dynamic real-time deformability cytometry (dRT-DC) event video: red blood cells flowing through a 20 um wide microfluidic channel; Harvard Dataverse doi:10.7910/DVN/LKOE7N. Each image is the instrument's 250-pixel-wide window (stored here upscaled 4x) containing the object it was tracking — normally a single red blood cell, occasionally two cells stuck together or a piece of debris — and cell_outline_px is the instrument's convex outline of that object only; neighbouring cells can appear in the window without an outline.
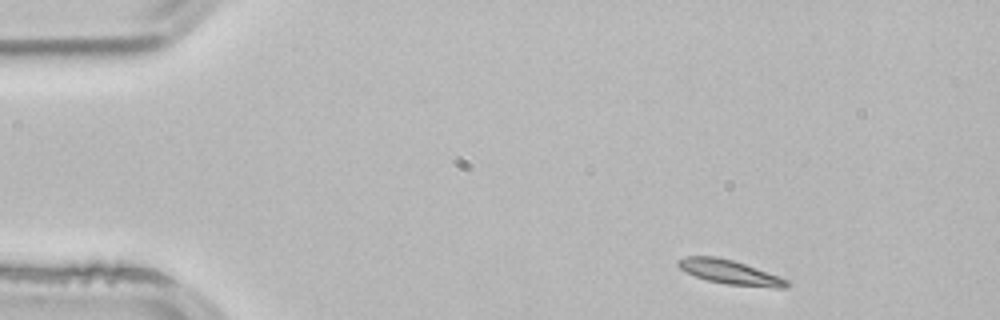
{"species": "common noctule bat (a hibernating species)", "species_latin": "Nyctalus noctula", "temperature_condition": "room temperature", "stored_images_in_passage": 4, "camera_frame_rate_fps": 3000, "um_per_image_px": 0.085, "animal": {"sex": "male", "body_mass_g": 21.5, "forearm_length_mm": 52.0}, "frame": {"image": 1, "passage_image": 1, "time_ms": 0.0, "image_size_px": [1000, 320], "cell_outline_px": [[792, 284], [784, 288], [772, 288], [728, 284], [708, 280], [684, 272], [676, 264], [676, 260], [684, 256], [716, 256], [732, 260], [780, 276], [788, 280]], "centroid_in_image_um": [62.04, 23.13], "position_along_channel_um": 23.0, "area_um2": 15.43}}
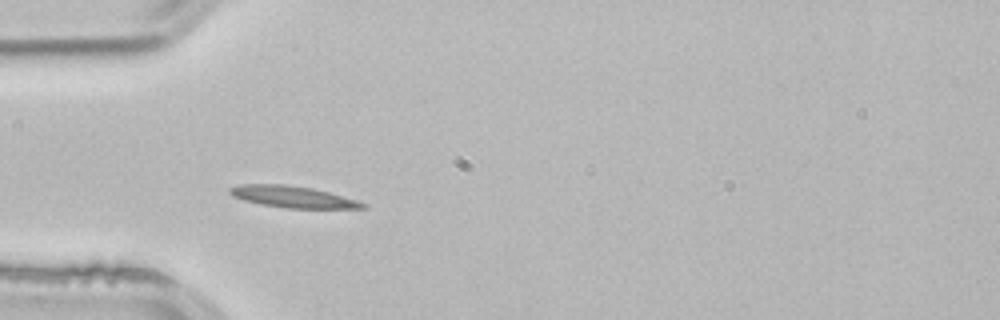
{"frame": {"image": 2, "passage_image": 3, "time_ms": 0.667, "image_size_px": [1000, 320], "cell_outline_px": [[368, 208], [284, 208], [260, 204], [244, 200], [232, 196], [228, 192], [228, 188], [240, 184], [284, 184], [312, 188], [328, 192], [356, 200], [368, 204]], "centroid_in_image_um": [24.85, 16.73], "position_along_channel_um": 60.1, "area_um2": 16.7}}